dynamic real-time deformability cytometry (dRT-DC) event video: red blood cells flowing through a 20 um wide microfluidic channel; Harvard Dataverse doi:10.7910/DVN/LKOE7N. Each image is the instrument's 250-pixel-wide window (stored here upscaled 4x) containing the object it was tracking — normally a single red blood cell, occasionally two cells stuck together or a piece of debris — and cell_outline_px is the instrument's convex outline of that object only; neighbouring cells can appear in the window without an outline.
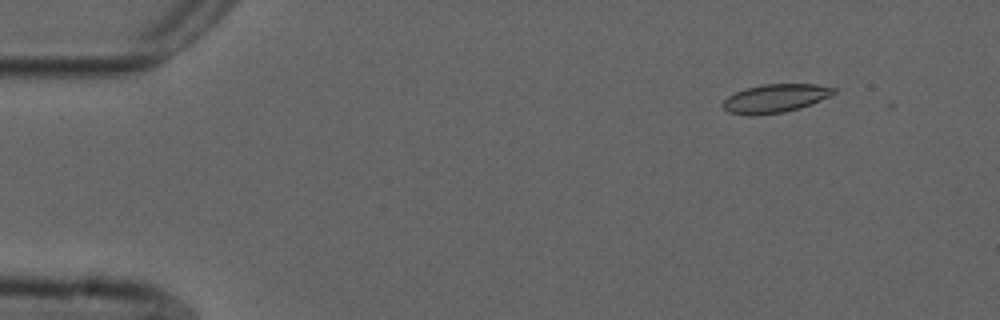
{"species": "common noctule bat (a hibernating species)", "species_latin": "Nyctalus noctula", "temperature_condition": "cold", "stored_images_in_passage": 4, "camera_frame_rate_fps": 3000, "um_per_image_px": 0.085, "animal": {"sex": "male", "forearm_length_mm": 52.5}, "frame": {"image": 1, "passage_image": 2, "time_ms": 0.333, "image_size_px": [1000, 320], "cell_outline_px": [[836, 92], [812, 104], [800, 108], [784, 112], [752, 116], [748, 116], [728, 112], [720, 104], [728, 96], [736, 92], [748, 88], [764, 84], [816, 84], [836, 88]], "centroid_in_image_um": [65.87, 8.37], "position_along_channel_um": 19.1, "area_um2": 18.38}}